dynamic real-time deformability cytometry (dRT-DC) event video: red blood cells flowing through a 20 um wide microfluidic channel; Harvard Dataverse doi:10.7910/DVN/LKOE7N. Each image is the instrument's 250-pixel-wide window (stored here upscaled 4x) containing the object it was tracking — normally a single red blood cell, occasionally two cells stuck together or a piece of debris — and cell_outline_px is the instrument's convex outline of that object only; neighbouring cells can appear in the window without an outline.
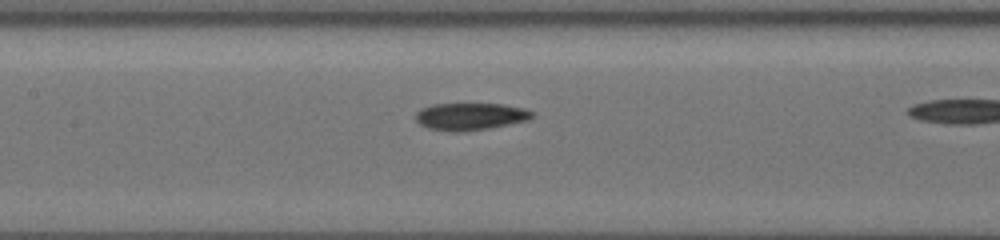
{"species": "common noctule bat (a hibernating species)", "species_latin": "Nyctalus noctula", "temperature_condition": "cold", "stored_images_in_passage": 15, "camera_frame_rate_fps": 3000, "um_per_image_px": 0.085, "animal": {"sex": "female", "body_mass_g": 19.5, "forearm_length_mm": 54.1}, "frame": {"image": 1, "passage_image": 13, "time_ms": 4.0, "image_size_px": [1000, 240], "cell_outline_px": [[532, 116], [528, 120], [488, 128], [464, 132], [448, 132], [428, 128], [420, 124], [416, 120], [416, 112], [420, 108], [436, 104], [500, 104], [520, 108], [532, 112]], "centroid_in_image_um": [39.9, 9.91], "position_along_channel_um": 167.5, "area_um2": 18.26}}